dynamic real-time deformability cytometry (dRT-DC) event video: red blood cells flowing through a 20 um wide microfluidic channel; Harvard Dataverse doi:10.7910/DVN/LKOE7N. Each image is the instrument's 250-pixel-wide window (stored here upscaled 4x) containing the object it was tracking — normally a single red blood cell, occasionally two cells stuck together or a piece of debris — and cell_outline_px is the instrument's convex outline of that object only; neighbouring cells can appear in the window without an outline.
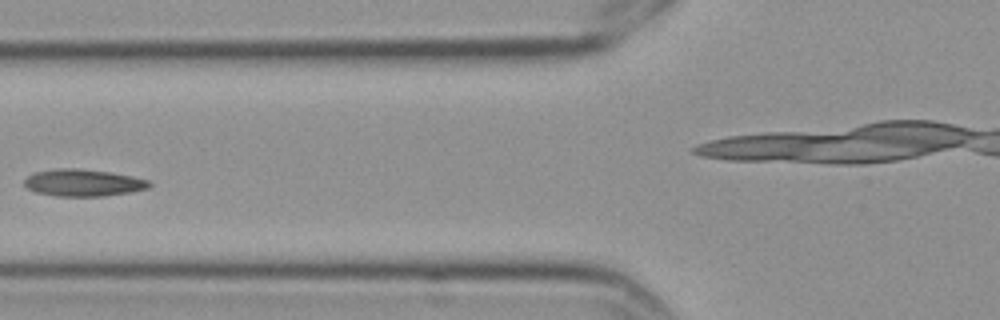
{"species": "Egyptian fruit bat (a non-hibernating species)", "species_latin": "Rousettus aegyptiacus", "temperature_condition": "cold", "stored_images_in_passage": 10, "camera_frame_rate_fps": 3000, "um_per_image_px": 0.085, "frame": {"image": 1, "passage_image": 5, "time_ms": 1.333, "image_size_px": [1000, 320], "cell_outline_px": [[152, 184], [148, 188], [128, 192], [104, 196], [56, 196], [36, 192], [28, 188], [24, 184], [24, 180], [28, 176], [36, 172], [56, 168], [76, 168], [108, 172], [132, 176], [148, 180]], "centroid_in_image_um": [7.06, 15.53], "position_along_channel_um": 118.7, "area_um2": 19.48}}
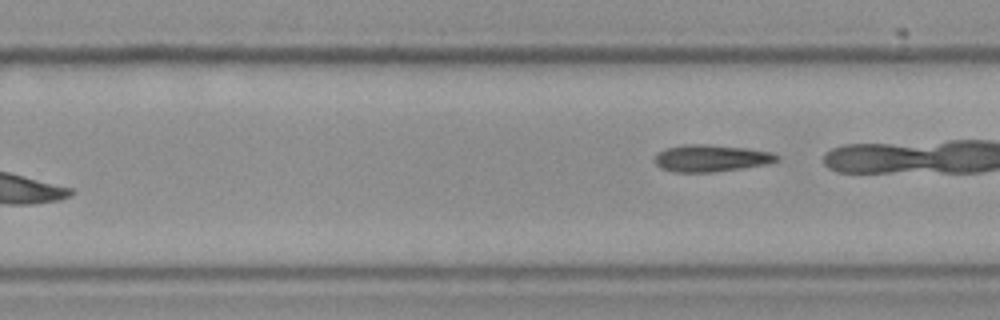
{"frame": {"image": 2, "passage_image": 10, "time_ms": 3.0, "image_size_px": [1000, 320], "cell_outline_px": [[780, 160], [768, 164], [744, 168], [712, 172], [672, 172], [660, 168], [656, 164], [656, 152], [664, 148], [684, 144], [708, 144], [744, 148], [772, 152], [780, 156]], "centroid_in_image_um": [60.44, 13.44], "position_along_channel_um": 269.4, "area_um2": 19.42}}